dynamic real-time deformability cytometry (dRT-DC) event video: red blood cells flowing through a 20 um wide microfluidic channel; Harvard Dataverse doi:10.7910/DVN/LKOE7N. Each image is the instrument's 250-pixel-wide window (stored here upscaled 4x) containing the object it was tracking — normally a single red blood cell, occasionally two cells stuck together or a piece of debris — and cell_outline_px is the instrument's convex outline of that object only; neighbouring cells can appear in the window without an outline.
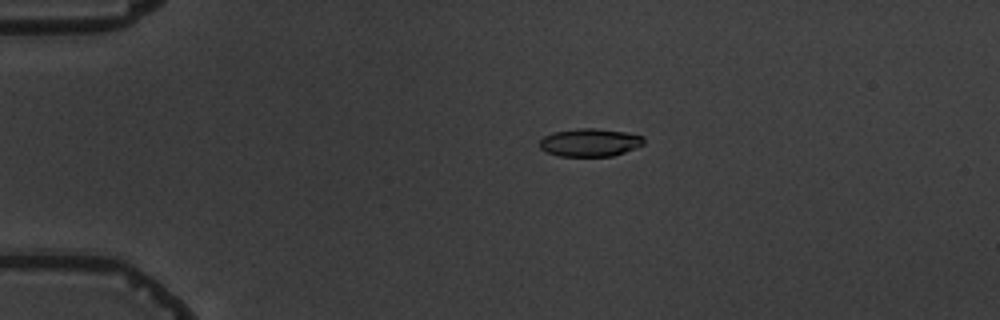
{"species": "common noctule bat (a hibernating species)", "species_latin": "Nyctalus noctula", "temperature_condition": "warm", "stored_images_in_passage": 6, "camera_frame_rate_fps": 3000, "um_per_image_px": 0.085, "animal": {"sex": "male", "body_mass_g": 19.5, "forearm_length_mm": 54.6}, "frame": {"image": 1, "passage_image": 2, "time_ms": 1.333, "image_size_px": [1000, 320], "cell_outline_px": [[644, 144], [636, 148], [612, 156], [560, 156], [548, 152], [540, 148], [540, 140], [544, 136], [552, 132], [580, 128], [596, 128], [624, 132], [644, 136]], "centroid_in_image_um": [50.15, 12.11], "position_along_channel_um": 34.8, "area_um2": 16.94}}
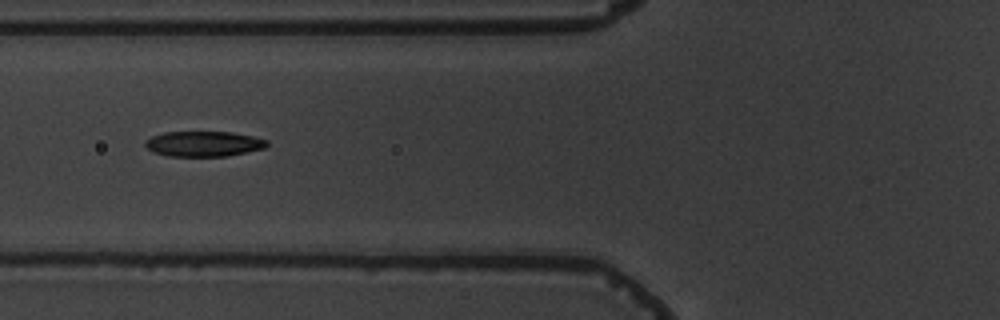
{"frame": {"image": 2, "passage_image": 5, "time_ms": 4.667, "image_size_px": [1000, 320], "cell_outline_px": [[268, 144], [264, 148], [228, 156], [168, 156], [152, 152], [144, 144], [144, 140], [152, 136], [164, 132], [232, 132], [252, 136], [268, 140]], "centroid_in_image_um": [17.29, 12.22], "position_along_channel_um": 108.5, "area_um2": 17.98}}
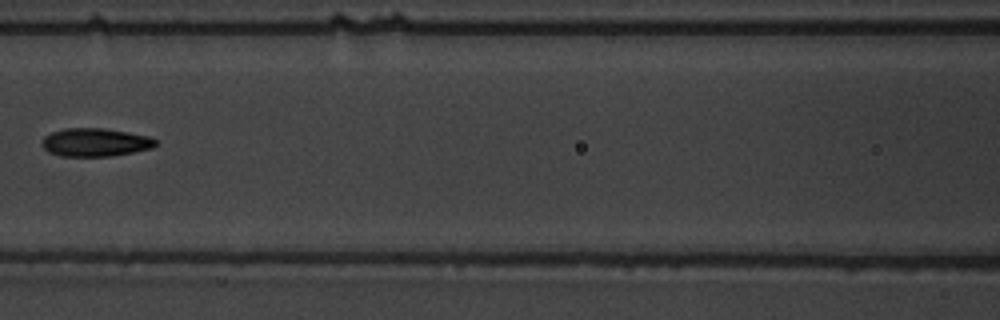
{"frame": {"image": 3, "passage_image": 6, "time_ms": 6.0, "image_size_px": [1000, 320], "cell_outline_px": [[156, 144], [152, 148], [112, 156], [60, 156], [48, 152], [40, 144], [44, 136], [52, 132], [64, 128], [104, 128], [128, 132], [148, 136], [156, 140]], "centroid_in_image_um": [8.06, 12.09], "position_along_channel_um": 158.5, "area_um2": 18.73}}